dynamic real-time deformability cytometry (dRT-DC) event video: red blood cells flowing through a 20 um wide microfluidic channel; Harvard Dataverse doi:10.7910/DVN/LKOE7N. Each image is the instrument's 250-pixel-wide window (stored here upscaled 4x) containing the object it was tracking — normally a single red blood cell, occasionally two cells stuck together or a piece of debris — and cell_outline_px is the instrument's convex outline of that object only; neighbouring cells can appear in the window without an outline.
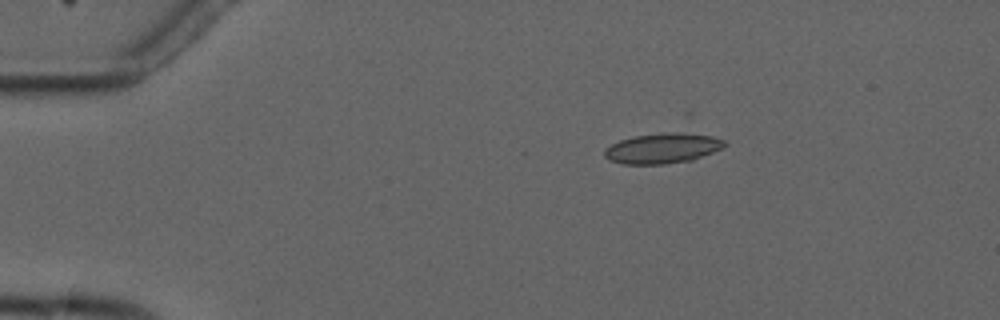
{"species": "common noctule bat (a hibernating species)", "species_latin": "Nyctalus noctula", "temperature_condition": "cold", "stored_images_in_passage": 4, "camera_frame_rate_fps": 3000, "um_per_image_px": 0.085, "animal": {"sex": "male", "forearm_length_mm": 52.5}, "frame": {"image": 1, "passage_image": 3, "time_ms": 2.333, "image_size_px": [1000, 320], "cell_outline_px": [[728, 144], [712, 152], [692, 160], [664, 164], [624, 164], [608, 160], [604, 156], [604, 148], [620, 140], [632, 136], [664, 132], [688, 132], [712, 136], [724, 140]], "centroid_in_image_um": [56.3, 12.59], "position_along_channel_um": 28.7, "area_um2": 21.33}}